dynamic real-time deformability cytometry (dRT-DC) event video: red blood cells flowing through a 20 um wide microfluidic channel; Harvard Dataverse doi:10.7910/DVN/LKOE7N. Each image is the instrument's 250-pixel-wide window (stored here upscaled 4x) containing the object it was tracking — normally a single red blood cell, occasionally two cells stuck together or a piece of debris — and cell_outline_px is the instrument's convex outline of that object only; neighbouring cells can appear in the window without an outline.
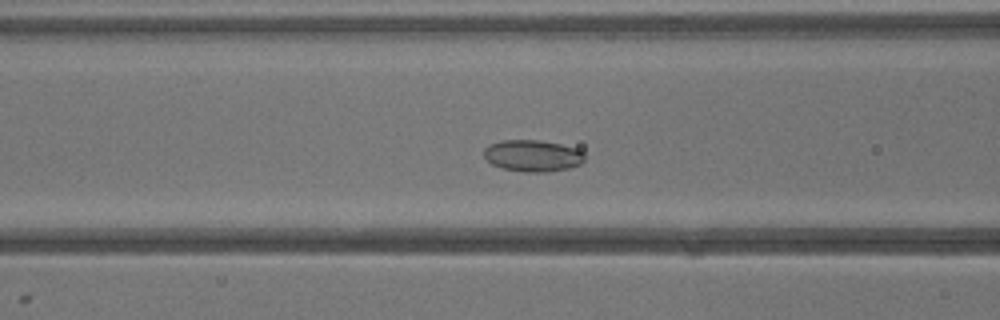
{"species": "common noctule bat (a hibernating species)", "species_latin": "Nyctalus noctula", "temperature_condition": "warm", "stored_images_in_passage": 40, "camera_frame_rate_fps": 3000, "um_per_image_px": 0.085, "animal": {"sex": "male", "body_mass_g": 13.3}, "frame": {"image": 1, "passage_image": 16, "time_ms": 5.0, "image_size_px": [1000, 320], "cell_outline_px": [[584, 160], [580, 164], [568, 168], [548, 172], [524, 172], [504, 168], [492, 164], [484, 156], [484, 148], [488, 144], [500, 140], [540, 140], [560, 144], [576, 148], [584, 152]], "centroid_in_image_um": [45.27, 13.23], "position_along_channel_um": 121.3, "area_um2": 18.61}}
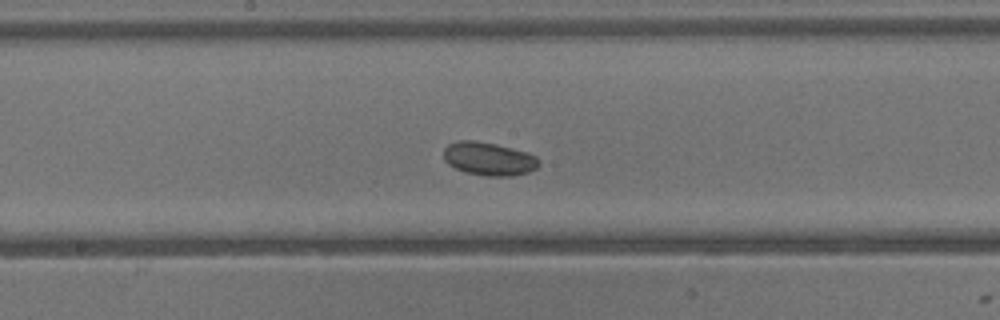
{"frame": {"image": 2, "passage_image": 21, "time_ms": 6.667, "image_size_px": [1000, 320], "cell_outline_px": [[540, 164], [536, 168], [528, 172], [512, 176], [484, 176], [464, 172], [448, 164], [444, 160], [444, 148], [448, 144], [456, 140], [472, 140], [496, 144], [528, 152], [536, 156], [540, 160]], "centroid_in_image_um": [41.55, 13.5], "position_along_channel_um": 206.7, "area_um2": 18.67}}
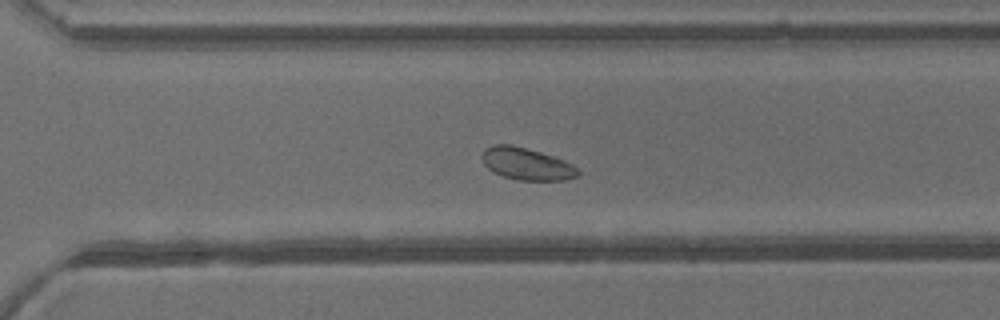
{"frame": {"image": 3, "passage_image": 28, "time_ms": 9.0, "image_size_px": [1000, 320], "cell_outline_px": [[580, 172], [576, 176], [564, 180], [516, 180], [492, 172], [484, 164], [480, 156], [484, 148], [496, 144], [512, 144], [556, 156], [572, 164]], "centroid_in_image_um": [44.73, 13.91], "position_along_channel_um": 325.9, "area_um2": 18.15}}